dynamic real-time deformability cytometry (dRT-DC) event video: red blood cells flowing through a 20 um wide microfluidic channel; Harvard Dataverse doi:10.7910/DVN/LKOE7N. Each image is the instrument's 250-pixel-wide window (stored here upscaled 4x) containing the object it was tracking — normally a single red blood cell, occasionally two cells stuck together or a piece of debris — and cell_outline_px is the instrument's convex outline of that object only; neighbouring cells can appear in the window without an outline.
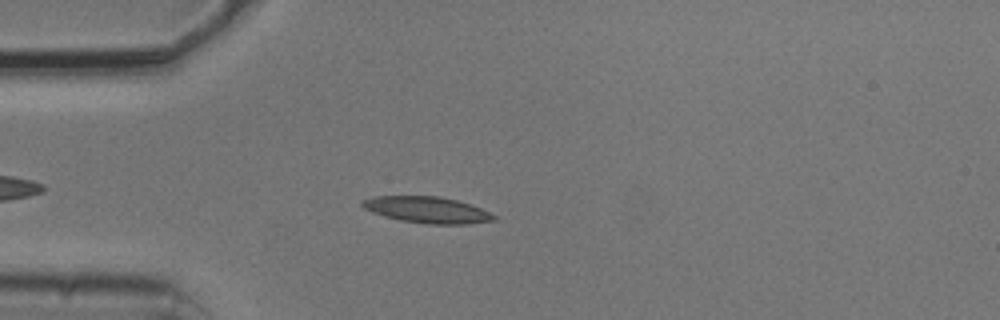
{"species": "common noctule bat (a hibernating species)", "species_latin": "Nyctalus noctula", "temperature_condition": "cold", "stored_images_in_passage": 43, "camera_frame_rate_fps": 3000, "um_per_image_px": 0.085, "animal": {"sex": "male", "body_mass_g": 20.5, "forearm_length_mm": 52.5}, "frame": {"image": 1, "passage_image": 7, "time_ms": 2.0, "image_size_px": [1000, 320], "cell_outline_px": [[496, 220], [464, 224], [428, 224], [400, 220], [384, 216], [372, 212], [364, 208], [360, 204], [360, 200], [372, 196], [440, 196], [456, 200], [480, 208], [496, 216]], "centroid_in_image_um": [36.25, 17.83], "position_along_channel_um": 48.8, "area_um2": 20.11}}
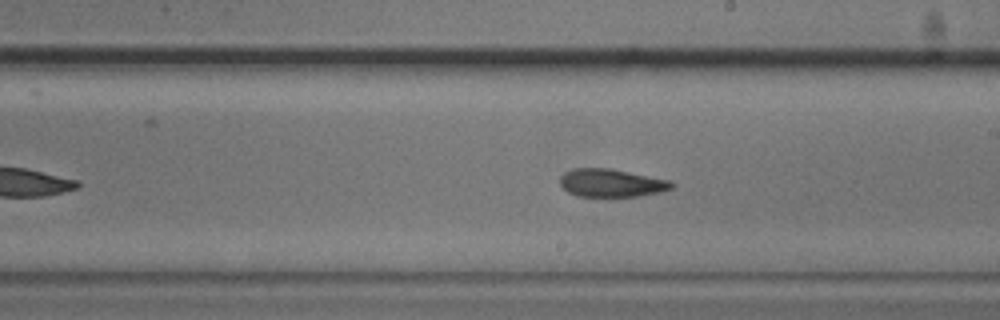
{"frame": {"image": 2, "passage_image": 23, "time_ms": 7.333, "image_size_px": [1000, 320], "cell_outline_px": [[676, 184], [672, 188], [660, 192], [636, 196], [576, 196], [568, 192], [560, 184], [560, 176], [564, 172], [572, 168], [612, 168], [672, 180]], "centroid_in_image_um": [51.99, 15.53], "position_along_channel_um": 237.0, "area_um2": 18.44}}
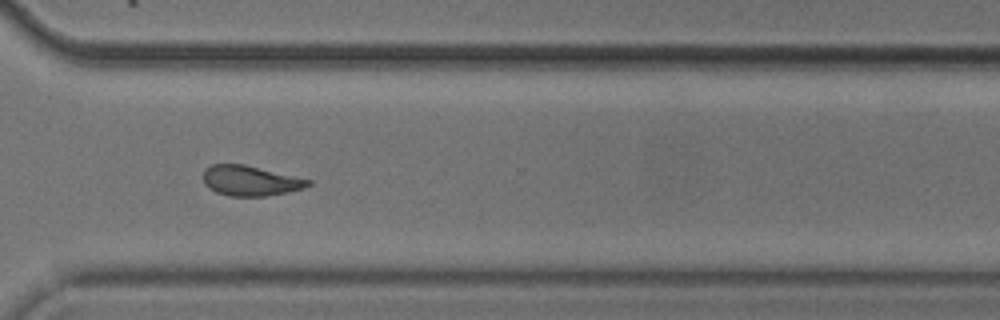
{"frame": {"image": 3, "passage_image": 32, "time_ms": 10.333, "image_size_px": [1000, 320], "cell_outline_px": [[312, 184], [304, 188], [288, 192], [264, 196], [228, 196], [216, 192], [208, 188], [204, 184], [204, 168], [212, 164], [244, 164], [312, 180]], "centroid_in_image_um": [21.27, 15.36], "position_along_channel_um": 349.3, "area_um2": 18.5}, "authors_computed_cell_mechanics": {"area_um2": 18.785, "velocity_mm_per_s": 3.7567, "shape_relaxation_time_tau1_ms": 4.39, "shape_relaxation_time_tau2_ms": 4.1271, "deformation_change_tau1": 0.1505, "deformation_change_tau2": 0.1176}}